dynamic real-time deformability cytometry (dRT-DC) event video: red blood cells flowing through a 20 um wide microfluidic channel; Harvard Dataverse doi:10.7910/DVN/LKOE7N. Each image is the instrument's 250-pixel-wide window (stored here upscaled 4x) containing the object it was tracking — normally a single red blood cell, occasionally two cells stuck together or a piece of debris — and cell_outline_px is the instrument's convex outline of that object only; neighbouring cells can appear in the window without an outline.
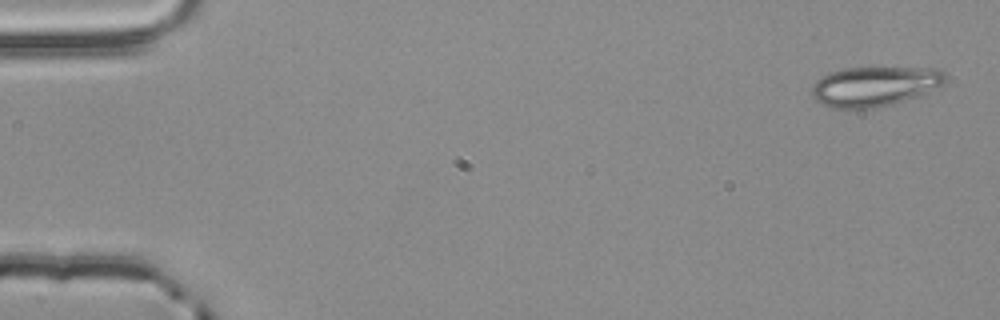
{"species": "common noctule bat (a hibernating species)", "species_latin": "Nyctalus noctula", "temperature_condition": "room temperature", "stored_images_in_passage": 5, "camera_frame_rate_fps": 3000, "um_per_image_px": 0.085, "animal": {"sex": "male", "body_mass_g": 20.4}, "frame": {"image": 1, "passage_image": 1, "time_ms": 0.0, "image_size_px": [1000, 320], "cell_outline_px": [[944, 84], [928, 92], [892, 104], [872, 108], [832, 108], [816, 100], [812, 96], [812, 84], [816, 80], [832, 72], [844, 68], [940, 68], [944, 72]], "centroid_in_image_um": [74.34, 7.33], "position_along_channel_um": 10.7, "area_um2": 30.63}}
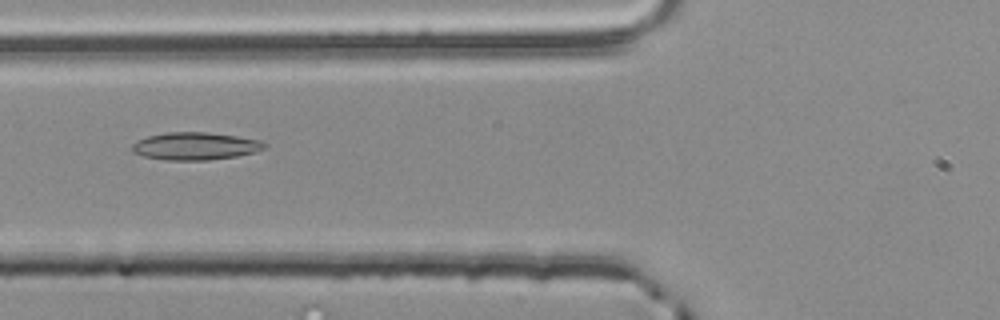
{"frame": {"image": 2, "passage_image": 5, "time_ms": 1.333, "image_size_px": [1000, 320], "cell_outline_px": [[268, 144], [264, 148], [256, 152], [236, 156], [208, 160], [164, 160], [144, 156], [132, 152], [132, 144], [136, 140], [148, 136], [168, 132], [204, 132], [236, 136], [260, 140]], "centroid_in_image_um": [16.59, 12.42], "position_along_channel_um": 109.2, "area_um2": 21.27}}